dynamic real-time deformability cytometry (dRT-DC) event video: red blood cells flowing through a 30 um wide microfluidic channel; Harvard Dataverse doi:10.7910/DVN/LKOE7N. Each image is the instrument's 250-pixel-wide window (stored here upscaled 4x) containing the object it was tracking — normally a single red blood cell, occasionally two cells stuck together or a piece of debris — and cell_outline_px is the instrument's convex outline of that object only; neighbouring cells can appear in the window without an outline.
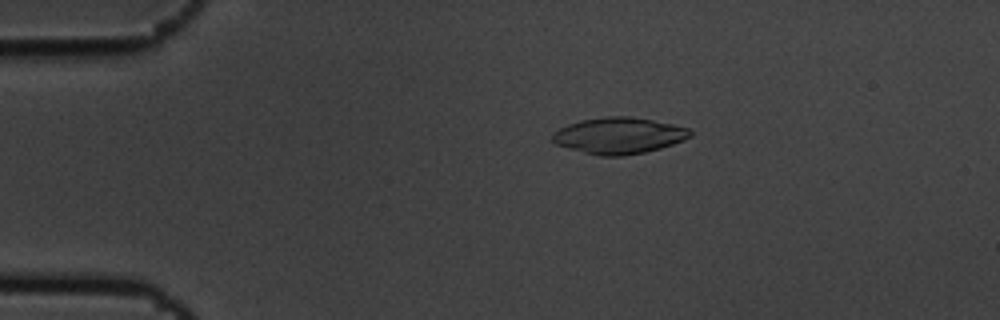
{"species": "common noctule bat (a hibernating species)", "species_latin": "Nyctalus noctula", "temperature_condition": "cold", "stored_images_in_passage": 8, "camera_frame_rate_fps": 3000, "um_per_image_px": 0.085, "animal": {"sex": "male", "body_mass_g": 19.5, "forearm_length_mm": 54.6}, "frame": {"image": 1, "passage_image": 4, "time_ms": 1.0, "image_size_px": [1000, 320], "cell_outline_px": [[692, 136], [684, 140], [660, 148], [644, 152], [624, 156], [600, 156], [568, 148], [556, 144], [552, 140], [552, 136], [560, 128], [568, 124], [580, 120], [608, 116], [628, 116], [652, 120], [692, 128]], "centroid_in_image_um": [52.64, 11.52], "position_along_channel_um": 32.4, "area_um2": 29.07}}
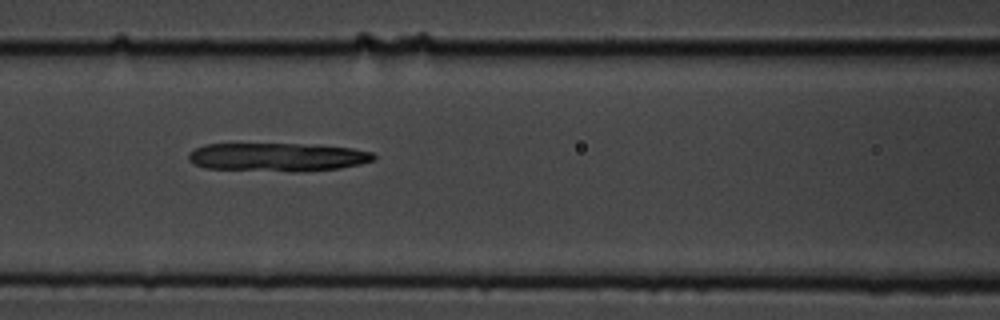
{"frame": {"image": 2, "passage_image": 7, "time_ms": 2.0, "image_size_px": [1000, 320], "cell_outline_px": [[376, 160], [360, 164], [340, 168], [296, 172], [292, 172], [204, 168], [192, 164], [188, 160], [188, 152], [204, 144], [320, 144], [352, 148], [372, 152], [376, 156]], "centroid_in_image_um": [23.59, 13.35], "position_along_channel_um": 143.0, "area_um2": 31.21}}
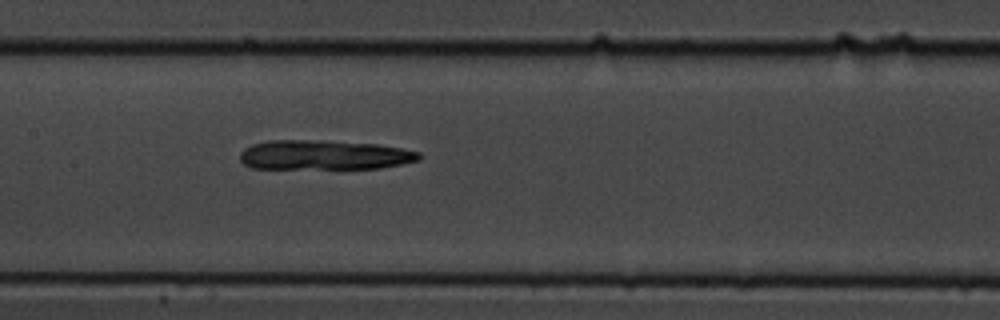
{"frame": {"image": 3, "passage_image": 8, "time_ms": 2.333, "image_size_px": [1000, 320], "cell_outline_px": [[420, 160], [380, 168], [252, 168], [244, 164], [240, 160], [240, 152], [244, 148], [252, 144], [268, 140], [320, 140], [376, 144], [400, 148], [420, 152]], "centroid_in_image_um": [27.52, 13.17], "position_along_channel_um": 179.9, "area_um2": 30.81}}